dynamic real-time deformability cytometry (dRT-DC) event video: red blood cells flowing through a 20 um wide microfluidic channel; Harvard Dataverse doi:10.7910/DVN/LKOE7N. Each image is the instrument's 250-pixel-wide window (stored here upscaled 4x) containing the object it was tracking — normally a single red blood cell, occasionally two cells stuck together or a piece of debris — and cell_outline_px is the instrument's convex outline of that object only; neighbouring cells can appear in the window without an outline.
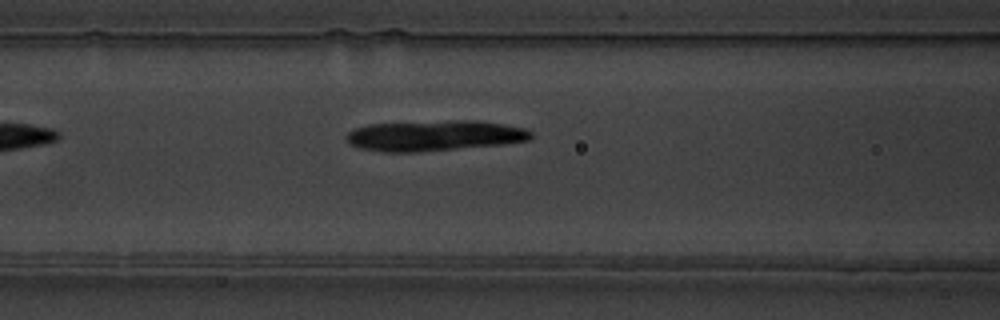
{"species": "common noctule bat (a hibernating species)", "species_latin": "Nyctalus noctula", "temperature_condition": "warm", "stored_images_in_passage": 8, "camera_frame_rate_fps": 3000, "um_per_image_px": 0.085, "animal": {"sex": "male", "body_mass_g": 19.5, "forearm_length_mm": 54.6}, "frame": {"image": 1, "passage_image": 8, "time_ms": 8.0, "image_size_px": [1000, 320], "cell_outline_px": [[532, 136], [528, 140], [504, 144], [416, 152], [384, 152], [360, 148], [348, 144], [344, 136], [348, 132], [356, 128], [368, 124], [456, 120], [480, 120], [524, 128], [532, 132]], "centroid_in_image_um": [36.89, 11.53], "position_along_channel_um": 129.7, "area_um2": 32.95}}